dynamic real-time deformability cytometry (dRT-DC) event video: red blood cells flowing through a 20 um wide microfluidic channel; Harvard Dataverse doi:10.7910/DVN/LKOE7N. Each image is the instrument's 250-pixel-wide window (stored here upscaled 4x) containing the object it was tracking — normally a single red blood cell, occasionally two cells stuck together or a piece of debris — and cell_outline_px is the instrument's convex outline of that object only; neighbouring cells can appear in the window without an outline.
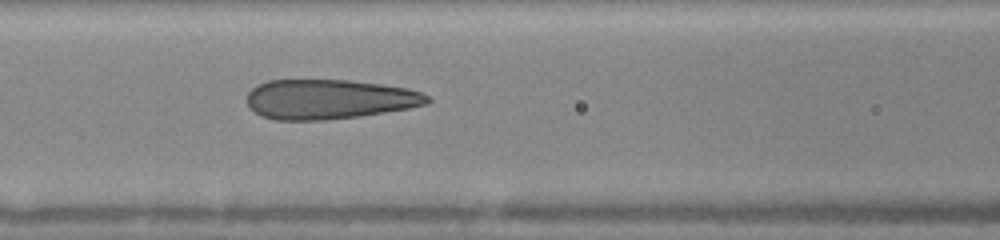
{"species": "human", "species_latin": "Homo sapiens", "temperature_condition": "warm", "stored_images_in_passage": 15, "camera_frame_rate_fps": 3000, "um_per_image_px": 0.085, "donor": {"sex": "female"}, "frame": {"image": 1, "passage_image": 9, "time_ms": 1.667, "image_size_px": [1000, 240], "cell_outline_px": [[432, 100], [428, 104], [408, 108], [360, 116], [324, 120], [276, 120], [260, 116], [248, 108], [248, 92], [256, 84], [268, 80], [348, 80], [380, 84], [408, 88], [420, 92], [428, 96]], "centroid_in_image_um": [27.94, 8.44], "position_along_channel_um": 138.7, "area_um2": 41.91}}